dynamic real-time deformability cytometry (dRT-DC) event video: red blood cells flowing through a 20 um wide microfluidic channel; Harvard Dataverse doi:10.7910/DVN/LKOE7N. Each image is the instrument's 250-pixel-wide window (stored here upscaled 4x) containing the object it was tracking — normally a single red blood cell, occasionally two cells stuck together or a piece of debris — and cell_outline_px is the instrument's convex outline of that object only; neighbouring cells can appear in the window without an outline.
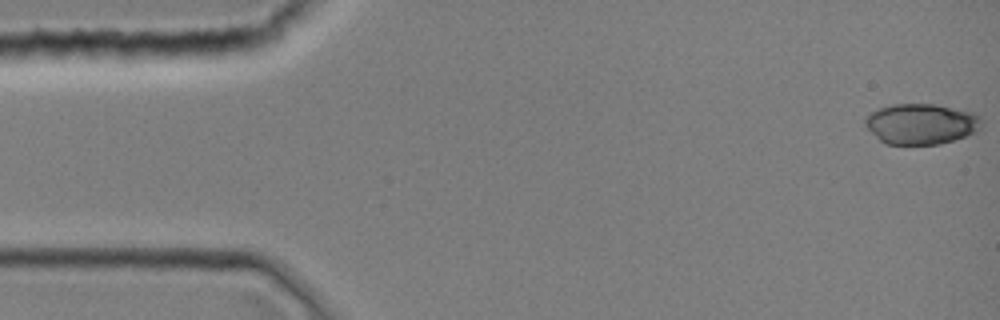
{"species": "common noctule bat (a hibernating species)", "species_latin": "Nyctalus noctula", "temperature_condition": "room temperature", "stored_images_in_passage": 38, "camera_frame_rate_fps": 3000, "um_per_image_px": 0.085, "animal": {"sex": "female", "body_mass_g": 19.0, "forearm_length_mm": 51.5}, "frame": {"image": 1, "passage_image": 1, "time_ms": 0.0, "image_size_px": [1000, 320], "cell_outline_px": [[980, 128], [976, 132], [940, 144], [884, 144], [864, 124], [864, 116], [868, 112], [892, 104], [936, 104], [972, 112], [980, 116]], "centroid_in_image_um": [78.26, 10.52], "position_along_channel_um": 6.7, "area_um2": 27.51}}
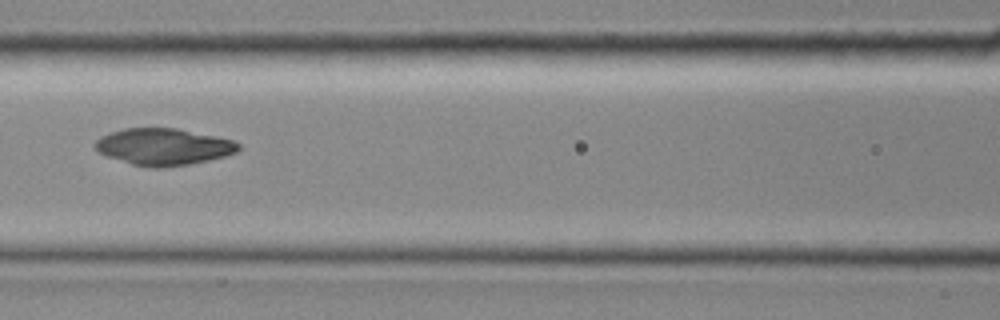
{"frame": {"image": 2, "passage_image": 17, "time_ms": 5.333, "image_size_px": [1000, 320], "cell_outline_px": [[240, 148], [236, 152], [224, 156], [208, 160], [188, 164], [164, 168], [152, 168], [132, 164], [96, 152], [92, 148], [92, 144], [100, 136], [124, 128], [176, 128], [216, 136], [232, 140], [240, 144]], "centroid_in_image_um": [13.85, 12.47], "position_along_channel_um": 152.8, "area_um2": 30.75}}
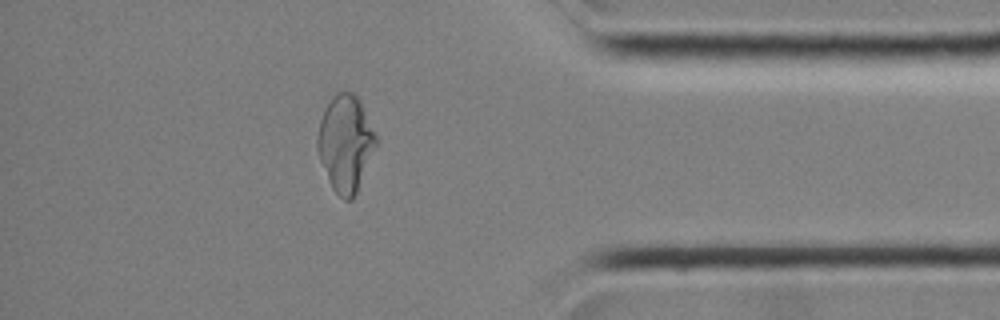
{"frame": {"image": 3, "passage_image": 33, "time_ms": 10.667, "image_size_px": [1000, 320], "cell_outline_px": [[376, 144], [356, 192], [352, 200], [344, 200], [332, 188], [328, 180], [320, 160], [316, 148], [316, 136], [320, 120], [332, 96], [336, 92], [352, 92], [360, 100], [376, 136]], "centroid_in_image_um": [29.33, 12.17], "position_along_channel_um": 405.9, "area_um2": 32.31}}